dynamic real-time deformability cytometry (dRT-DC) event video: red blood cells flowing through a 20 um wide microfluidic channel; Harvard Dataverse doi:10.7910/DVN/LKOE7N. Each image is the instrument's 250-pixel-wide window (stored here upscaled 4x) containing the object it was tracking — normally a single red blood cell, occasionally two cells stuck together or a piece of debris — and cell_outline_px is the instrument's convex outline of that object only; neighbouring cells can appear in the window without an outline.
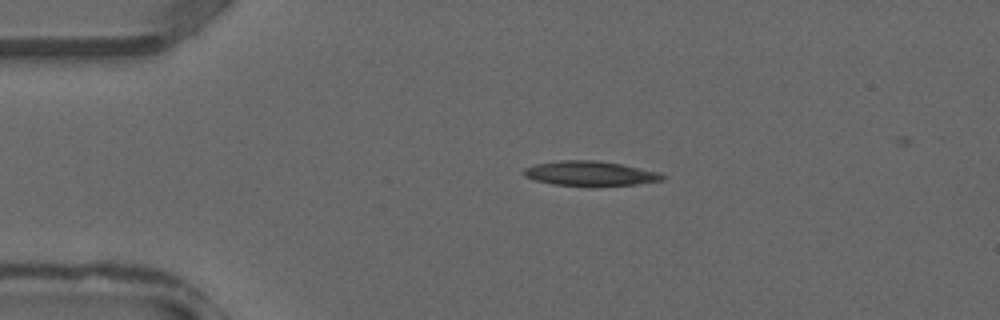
{"species": "common noctule bat (a hibernating species)", "species_latin": "Nyctalus noctula", "temperature_condition": "warm", "stored_images_in_passage": 36, "camera_frame_rate_fps": 3000, "um_per_image_px": 0.085, "animal": {"sex": "male", "forearm_length_mm": 52.5}, "frame": {"image": 1, "passage_image": 7, "time_ms": 2.0, "image_size_px": [1000, 320], "cell_outline_px": [[668, 176], [664, 180], [636, 184], [552, 184], [536, 180], [524, 176], [524, 168], [536, 164], [560, 160], [596, 160], [620, 164], [660, 172]], "centroid_in_image_um": [50.19, 14.71], "position_along_channel_um": 34.8, "area_um2": 19.31}}
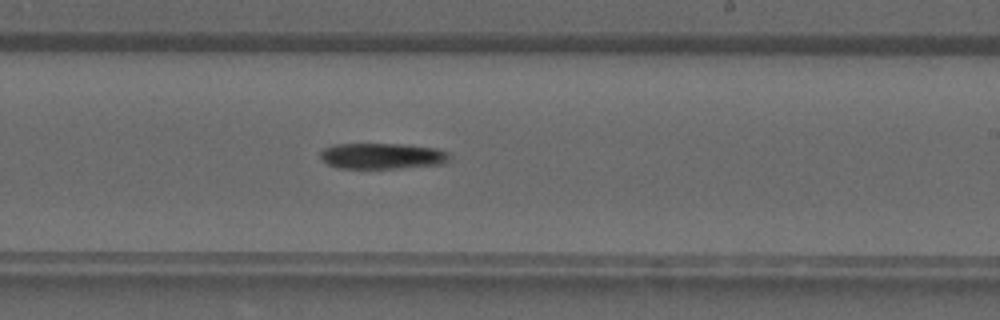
{"frame": {"image": 2, "passage_image": 21, "time_ms": 6.667, "image_size_px": [1000, 320], "cell_outline_px": [[448, 160], [444, 164], [400, 168], [336, 168], [328, 164], [320, 156], [320, 152], [324, 148], [332, 144], [408, 144], [436, 148], [448, 152]], "centroid_in_image_um": [32.48, 13.25], "position_along_channel_um": 256.5, "area_um2": 19.59}}
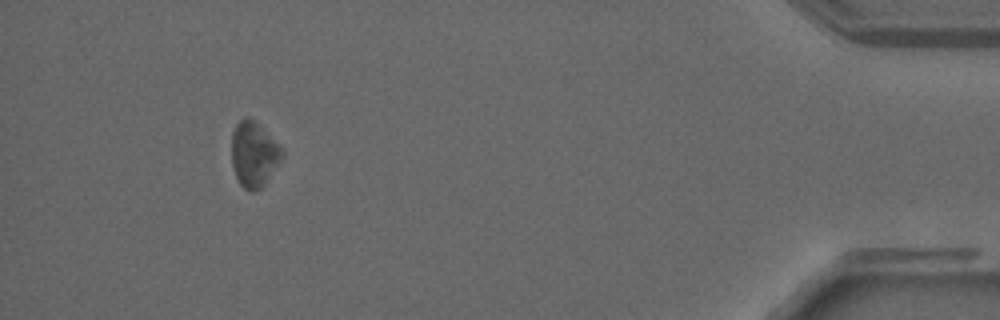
{"frame": {"image": 3, "passage_image": 33, "time_ms": 10.667, "image_size_px": [1000, 320], "cell_outline_px": [[284, 156], [264, 184], [260, 188], [252, 192], [244, 188], [240, 184], [236, 176], [232, 164], [232, 132], [236, 124], [244, 116], [248, 116], [284, 148]], "centroid_in_image_um": [21.59, 13.1], "position_along_channel_um": 413.6, "area_um2": 19.07}}